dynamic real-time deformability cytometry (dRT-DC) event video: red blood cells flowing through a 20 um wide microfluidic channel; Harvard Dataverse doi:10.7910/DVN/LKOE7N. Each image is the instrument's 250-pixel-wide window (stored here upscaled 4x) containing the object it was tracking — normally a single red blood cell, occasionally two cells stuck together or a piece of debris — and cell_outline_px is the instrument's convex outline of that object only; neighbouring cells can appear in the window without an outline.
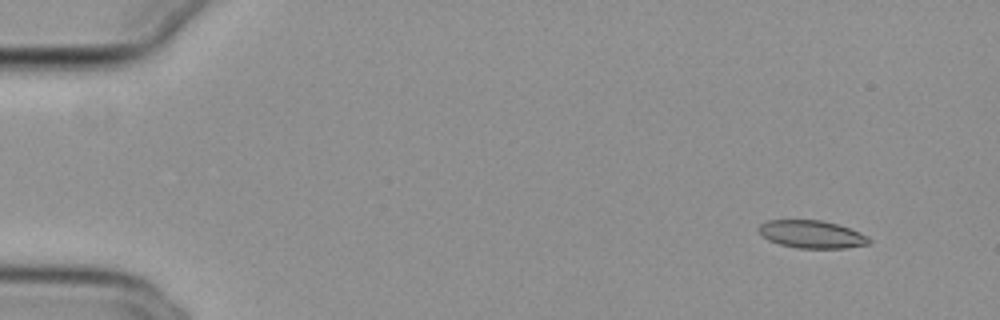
{"species": "common noctule bat (a hibernating species)", "species_latin": "Nyctalus noctula", "temperature_condition": "cold", "stored_images_in_passage": 14, "camera_frame_rate_fps": 3000, "um_per_image_px": 0.085, "animal": {"sex": "female", "body_mass_g": 29.2, "forearm_length_mm": 56.3}, "frame": {"image": 1, "passage_image": 1, "time_ms": 0.0, "image_size_px": [1000, 320], "cell_outline_px": [[872, 240], [868, 244], [848, 248], [796, 248], [780, 244], [768, 240], [756, 228], [760, 224], [768, 220], [820, 220], [836, 224], [860, 232], [868, 236]], "centroid_in_image_um": [69.0, 19.92], "position_along_channel_um": 16.0, "area_um2": 17.8}}
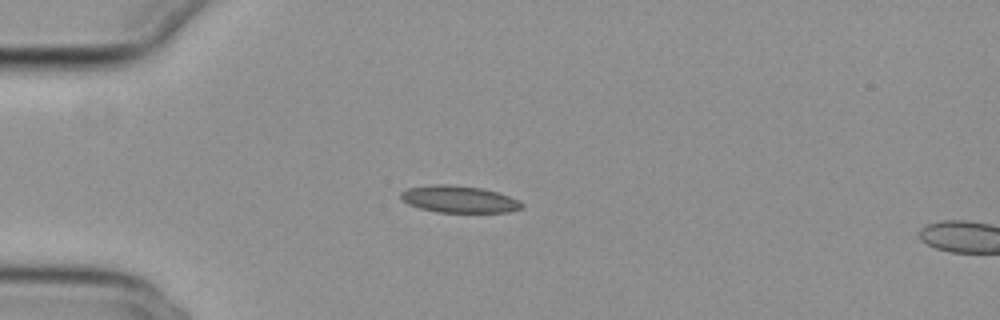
{"frame": {"image": 2, "passage_image": 11, "time_ms": 3.333, "image_size_px": [1000, 320], "cell_outline_px": [[524, 208], [508, 212], [436, 212], [420, 208], [408, 204], [400, 196], [400, 192], [408, 188], [432, 184], [448, 184], [480, 188], [496, 192], [520, 200], [524, 204]], "centroid_in_image_um": [39.03, 16.94], "position_along_channel_um": 46.0, "area_um2": 18.96}}